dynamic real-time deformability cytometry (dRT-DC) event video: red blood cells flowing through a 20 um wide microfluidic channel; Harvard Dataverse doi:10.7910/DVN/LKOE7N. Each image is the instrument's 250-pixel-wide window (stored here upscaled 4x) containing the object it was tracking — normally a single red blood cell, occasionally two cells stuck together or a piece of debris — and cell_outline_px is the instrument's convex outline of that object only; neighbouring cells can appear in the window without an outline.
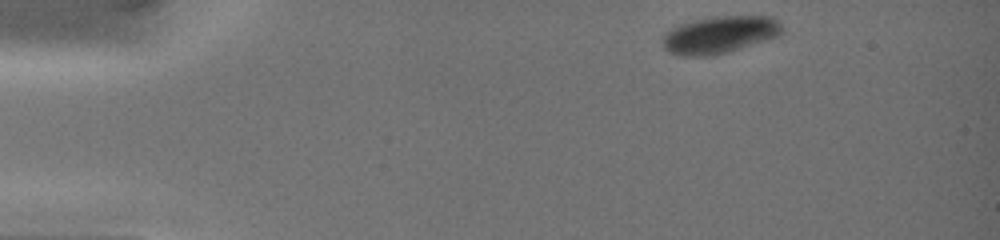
{"species": "common noctule bat (a hibernating species)", "species_latin": "Nyctalus noctula", "temperature_condition": "warm", "stored_images_in_passage": 15, "camera_frame_rate_fps": 3000, "um_per_image_px": 0.085, "animal": {"sex": "female", "body_mass_g": 19.0, "forearm_length_mm": 51.5}, "frame": {"image": 1, "passage_image": 1, "time_ms": 0.0, "image_size_px": [1000, 240], "cell_outline_px": [[784, 32], [776, 36], [728, 52], [712, 56], [680, 56], [668, 52], [664, 48], [660, 40], [664, 32], [680, 24], [692, 20], [712, 16], [772, 16], [784, 28]], "centroid_in_image_um": [61.11, 2.95], "position_along_channel_um": 23.9, "area_um2": 26.18}}
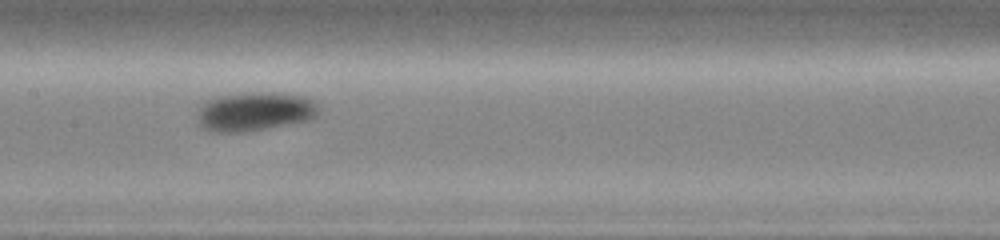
{"frame": {"image": 2, "passage_image": 9, "time_ms": 6.333, "image_size_px": [1000, 240], "cell_outline_px": [[316, 116], [308, 120], [244, 132], [212, 132], [204, 128], [200, 124], [200, 112], [204, 104], [208, 100], [228, 96], [296, 96], [312, 100], [316, 104]], "centroid_in_image_um": [21.63, 9.57], "position_along_channel_um": 185.8, "area_um2": 25.09}}
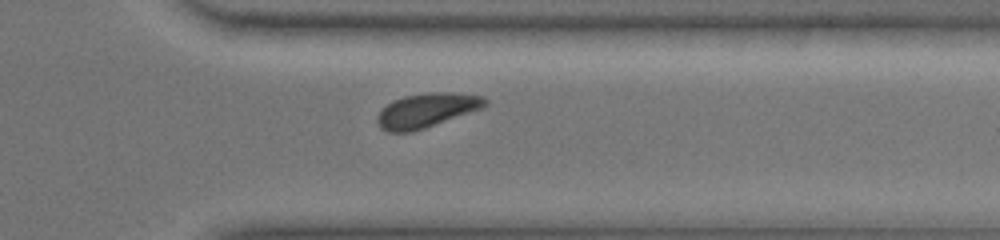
{"frame": {"image": 3, "passage_image": 15, "time_ms": 11.0, "image_size_px": [1000, 240], "cell_outline_px": [[488, 104], [484, 108], [412, 132], [388, 132], [380, 128], [376, 120], [376, 116], [388, 104], [404, 96], [428, 92], [448, 92], [484, 96], [488, 100]], "centroid_in_image_um": [36.3, 9.38], "position_along_channel_um": 375.1, "area_um2": 21.5}}